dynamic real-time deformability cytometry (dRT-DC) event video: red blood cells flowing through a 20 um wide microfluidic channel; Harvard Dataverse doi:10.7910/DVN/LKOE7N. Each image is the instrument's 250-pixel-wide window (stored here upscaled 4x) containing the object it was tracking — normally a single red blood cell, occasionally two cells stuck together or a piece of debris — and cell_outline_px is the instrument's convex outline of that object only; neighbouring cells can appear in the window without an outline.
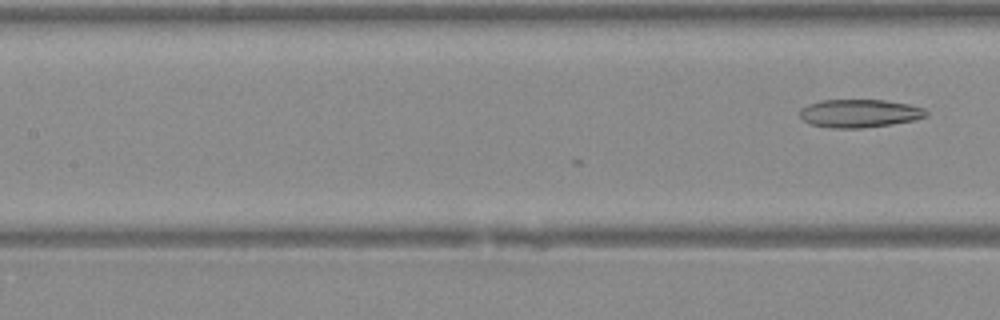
{"species": "Egyptian fruit bat (a non-hibernating species)", "species_latin": "Rousettus aegyptiacus", "temperature_condition": "warm", "stored_images_in_passage": 7, "camera_frame_rate_fps": 3000, "um_per_image_px": 0.085, "animal": {"sex": "female"}, "frame": {"image": 1, "passage_image": 7, "time_ms": 2.0, "image_size_px": [1000, 320], "cell_outline_px": [[928, 116], [912, 120], [888, 124], [860, 128], [828, 128], [812, 124], [804, 120], [800, 116], [800, 108], [808, 104], [820, 100], [884, 100], [908, 104], [924, 108], [928, 112]], "centroid_in_image_um": [73.03, 9.63], "position_along_channel_um": 134.4, "area_um2": 20.58}}